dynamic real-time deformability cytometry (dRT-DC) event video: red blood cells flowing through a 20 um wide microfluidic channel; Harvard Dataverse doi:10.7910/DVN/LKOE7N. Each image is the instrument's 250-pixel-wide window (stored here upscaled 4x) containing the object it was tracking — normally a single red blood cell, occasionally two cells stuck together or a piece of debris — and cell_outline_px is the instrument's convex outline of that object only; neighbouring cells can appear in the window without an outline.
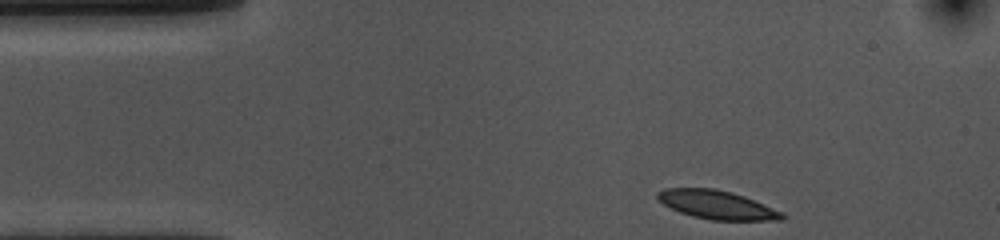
{"species": "common noctule bat (a hibernating species)", "species_latin": "Nyctalus noctula", "temperature_condition": "cold", "stored_images_in_passage": 37, "camera_frame_rate_fps": 3000, "um_per_image_px": 0.085, "animal": {"sex": "female", "body_mass_g": 10.0, "forearm_length_mm": 53.1}, "frame": {"image": 1, "passage_image": 1, "time_ms": 0.0, "image_size_px": [1000, 240], "cell_outline_px": [[788, 216], [784, 220], [712, 220], [692, 216], [680, 212], [664, 204], [656, 196], [656, 192], [664, 188], [716, 188], [732, 192], [744, 196], [784, 212]], "centroid_in_image_um": [60.98, 17.4], "position_along_channel_um": 24.0, "area_um2": 20.87}}
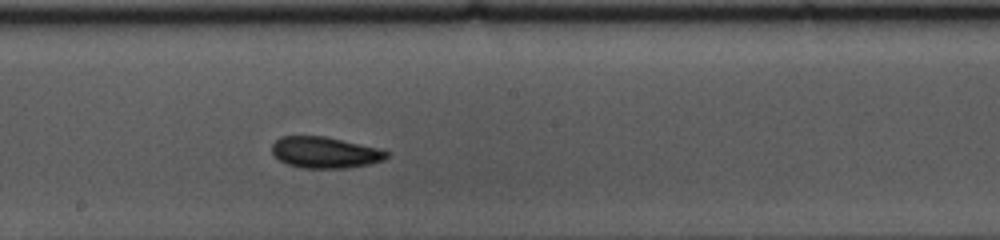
{"frame": {"image": 2, "passage_image": 22, "time_ms": 7.0, "image_size_px": [1000, 240], "cell_outline_px": [[388, 156], [384, 160], [368, 164], [348, 168], [300, 168], [288, 164], [280, 160], [272, 152], [272, 144], [280, 136], [324, 136], [380, 148], [388, 152]], "centroid_in_image_um": [27.62, 12.96], "position_along_channel_um": 220.6, "area_um2": 20.87}}
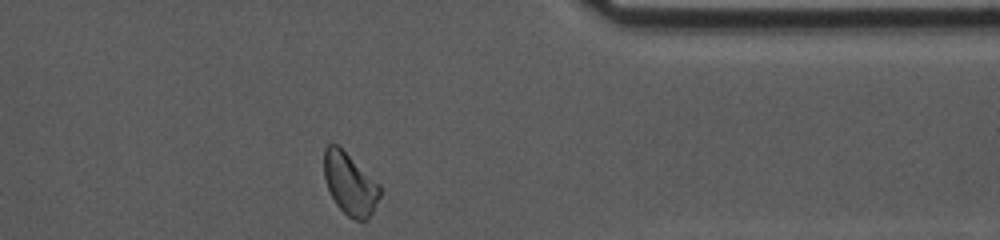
{"frame": {"image": 3, "passage_image": 37, "time_ms": 12.0, "image_size_px": [1000, 240], "cell_outline_px": [[380, 196], [372, 212], [364, 220], [356, 220], [348, 216], [336, 204], [328, 188], [324, 176], [324, 148], [328, 144], [336, 144], [380, 184]], "centroid_in_image_um": [29.73, 15.62], "position_along_channel_um": 381.7, "area_um2": 19.71}}